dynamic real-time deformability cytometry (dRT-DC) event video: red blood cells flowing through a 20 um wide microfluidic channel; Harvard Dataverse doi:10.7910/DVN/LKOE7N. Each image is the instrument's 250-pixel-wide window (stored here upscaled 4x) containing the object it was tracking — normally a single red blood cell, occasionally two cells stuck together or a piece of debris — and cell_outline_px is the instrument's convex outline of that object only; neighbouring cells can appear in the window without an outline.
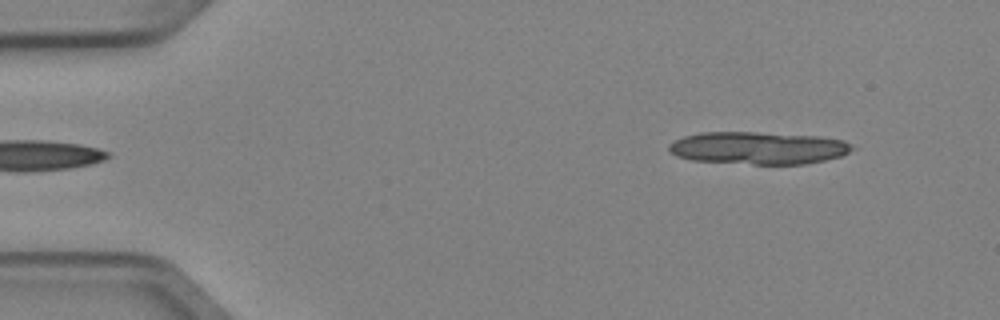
{"species": "Egyptian fruit bat (a non-hibernating species)", "species_latin": "Rousettus aegyptiacus", "temperature_condition": "cold", "stored_images_in_passage": 6, "segment_of_instrument_passage": [2, 2], "camera_frame_rate_fps": 3000, "um_per_image_px": 0.085, "animal": {"sex": "female"}, "frame": {"image": 1, "passage_image": 6, "time_ms": 1.667, "image_size_px": [1000, 320], "cell_outline_px": [[856, 148], [840, 156], [824, 160], [804, 164], [752, 164], [692, 160], [676, 156], [668, 148], [668, 144], [684, 136], [700, 132], [756, 132], [820, 136], [844, 140]], "centroid_in_image_um": [64.46, 12.57], "position_along_channel_um": 20.5, "area_um2": 34.68}}